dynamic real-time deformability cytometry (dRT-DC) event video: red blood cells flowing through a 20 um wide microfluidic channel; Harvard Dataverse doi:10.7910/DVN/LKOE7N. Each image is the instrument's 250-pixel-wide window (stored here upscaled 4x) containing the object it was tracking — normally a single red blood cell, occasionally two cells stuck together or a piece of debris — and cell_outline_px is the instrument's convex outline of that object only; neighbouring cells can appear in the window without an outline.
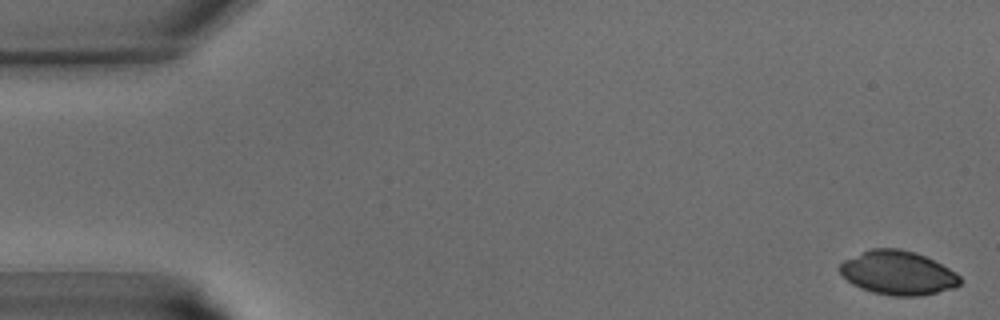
{"species": "common noctule bat (a hibernating species)", "species_latin": "Nyctalus noctula", "temperature_condition": "warm", "stored_images_in_passage": 43, "segment_of_instrument_passage": [1, 2], "camera_frame_rate_fps": 3000, "um_per_image_px": 0.085, "animal": {"sex": "male", "body_mass_g": 15.6}, "frame": {"image": 1, "passage_image": 1, "time_ms": 0.0, "image_size_px": [1000, 320], "cell_outline_px": [[960, 284], [956, 288], [920, 296], [892, 296], [872, 292], [860, 288], [852, 284], [836, 268], [844, 260], [872, 248], [900, 248], [916, 252], [956, 272], [960, 276]], "centroid_in_image_um": [76.32, 23.2], "position_along_channel_um": 8.7, "area_um2": 30.81}}
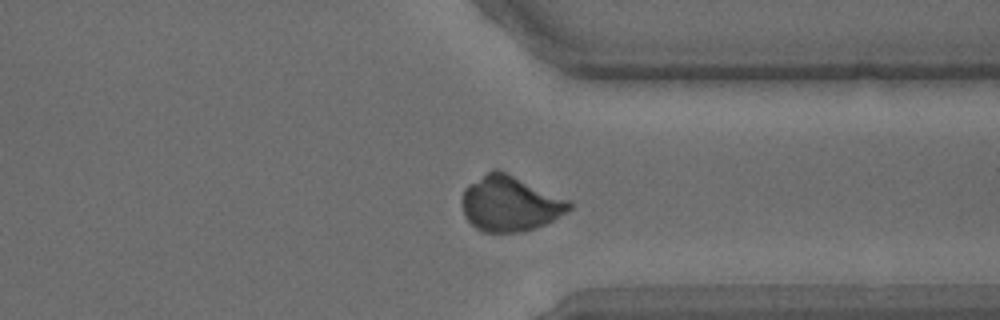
{"frame": {"image": 2, "passage_image": 32, "time_ms": 10.333, "image_size_px": [1000, 320], "cell_outline_px": [[576, 204], [568, 212], [536, 228], [524, 232], [484, 232], [476, 228], [464, 216], [460, 200], [464, 188], [468, 184], [492, 168], [500, 168], [572, 200]], "centroid_in_image_um": [43.38, 17.27], "position_along_channel_um": 368.0, "area_um2": 35.66}}
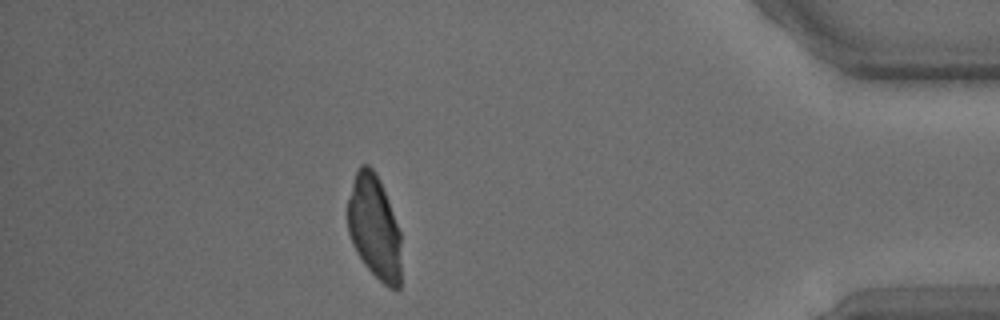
{"frame": {"image": 3, "passage_image": 37, "time_ms": 12.0, "image_size_px": [1000, 320], "cell_outline_px": [[400, 288], [396, 292], [388, 288], [364, 264], [356, 252], [352, 244], [348, 232], [348, 200], [352, 184], [356, 172], [360, 164], [368, 164], [376, 172], [380, 180], [388, 200], [400, 232]], "centroid_in_image_um": [31.82, 19.33], "position_along_channel_um": 403.4, "area_um2": 32.43}}